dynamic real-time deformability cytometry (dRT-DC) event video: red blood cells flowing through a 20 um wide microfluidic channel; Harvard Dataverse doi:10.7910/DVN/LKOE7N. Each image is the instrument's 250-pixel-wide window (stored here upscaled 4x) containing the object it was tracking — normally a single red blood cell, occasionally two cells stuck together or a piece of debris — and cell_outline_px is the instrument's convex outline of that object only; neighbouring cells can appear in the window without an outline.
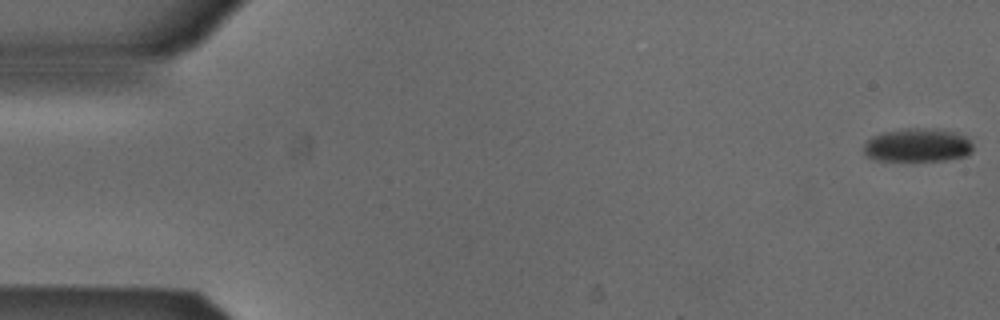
{"species": "Egyptian fruit bat (a non-hibernating species)", "species_latin": "Rousettus aegyptiacus", "temperature_condition": "cold", "stored_images_in_passage": 14, "camera_frame_rate_fps": 3000, "um_per_image_px": 0.085, "animal": {"sex": "male"}, "frame": {"image": 1, "passage_image": 1, "time_ms": 0.0, "image_size_px": [1000, 320], "cell_outline_px": [[972, 152], [968, 156], [944, 160], [908, 164], [876, 160], [868, 156], [864, 152], [864, 144], [872, 136], [884, 132], [908, 128], [940, 128], [956, 132], [968, 136], [972, 144]], "centroid_in_image_um": [78.02, 12.38], "position_along_channel_um": 7.0, "area_um2": 22.48}}
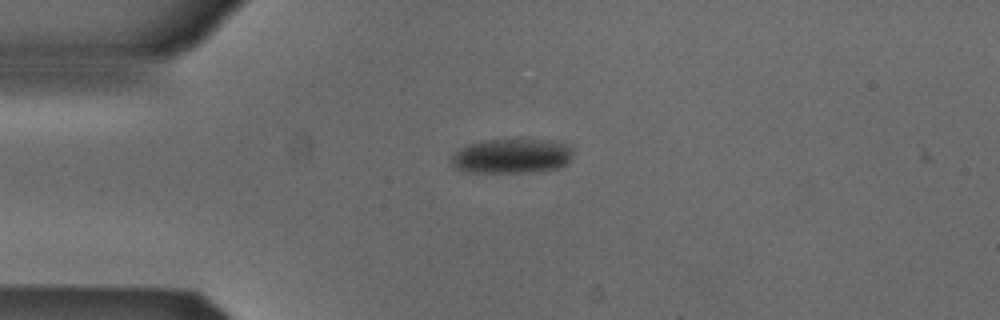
{"frame": {"image": 2, "passage_image": 13, "time_ms": 4.0, "image_size_px": [1000, 320], "cell_outline_px": [[572, 156], [568, 164], [560, 168], [528, 172], [468, 172], [456, 168], [452, 164], [452, 156], [460, 148], [468, 144], [484, 140], [548, 140], [568, 144], [572, 148]], "centroid_in_image_um": [43.53, 13.27], "position_along_channel_um": 41.5, "area_um2": 24.51}}